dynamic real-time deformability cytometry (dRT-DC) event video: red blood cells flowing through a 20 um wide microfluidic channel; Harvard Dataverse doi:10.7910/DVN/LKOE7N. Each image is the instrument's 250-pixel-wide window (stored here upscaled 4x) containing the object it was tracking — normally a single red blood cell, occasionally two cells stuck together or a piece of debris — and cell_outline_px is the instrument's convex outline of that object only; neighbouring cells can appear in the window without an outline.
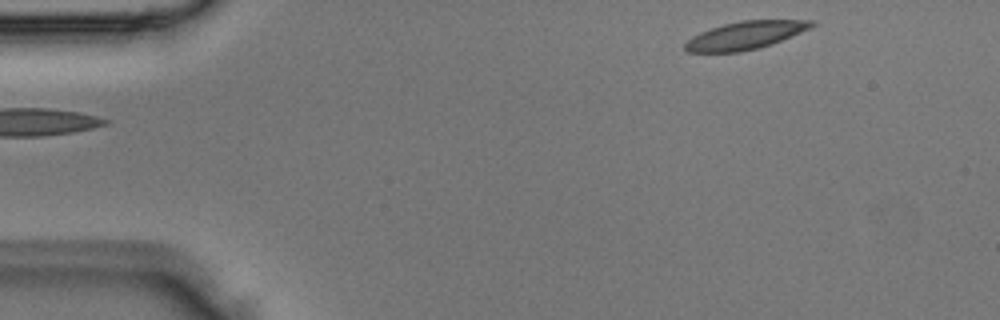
{"species": "Egyptian fruit bat (a non-hibernating species)", "species_latin": "Rousettus aegyptiacus", "temperature_condition": "room temperature", "stored_images_in_passage": 3, "camera_frame_rate_fps": 3000, "um_per_image_px": 0.085, "animal": {"sex": "male"}, "frame": {"image": 1, "passage_image": 1, "time_ms": 0.0, "image_size_px": [1000, 320], "cell_outline_px": [[816, 24], [800, 32], [772, 44], [760, 48], [740, 52], [688, 52], [684, 48], [684, 44], [692, 36], [700, 32], [724, 24], [740, 20], [816, 20]], "centroid_in_image_um": [63.34, 3.0], "position_along_channel_um": 21.7, "area_um2": 20.46}}
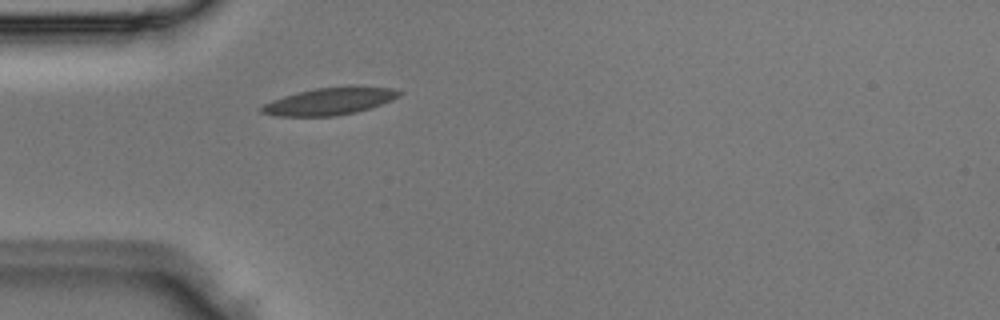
{"frame": {"image": 2, "passage_image": 3, "time_ms": 0.667, "image_size_px": [1000, 320], "cell_outline_px": [[400, 96], [392, 100], [356, 112], [332, 116], [276, 116], [260, 112], [260, 108], [264, 104], [272, 100], [296, 92], [316, 88], [392, 88], [400, 92]], "centroid_in_image_um": [27.92, 8.64], "position_along_channel_um": 57.1, "area_um2": 20.98}}